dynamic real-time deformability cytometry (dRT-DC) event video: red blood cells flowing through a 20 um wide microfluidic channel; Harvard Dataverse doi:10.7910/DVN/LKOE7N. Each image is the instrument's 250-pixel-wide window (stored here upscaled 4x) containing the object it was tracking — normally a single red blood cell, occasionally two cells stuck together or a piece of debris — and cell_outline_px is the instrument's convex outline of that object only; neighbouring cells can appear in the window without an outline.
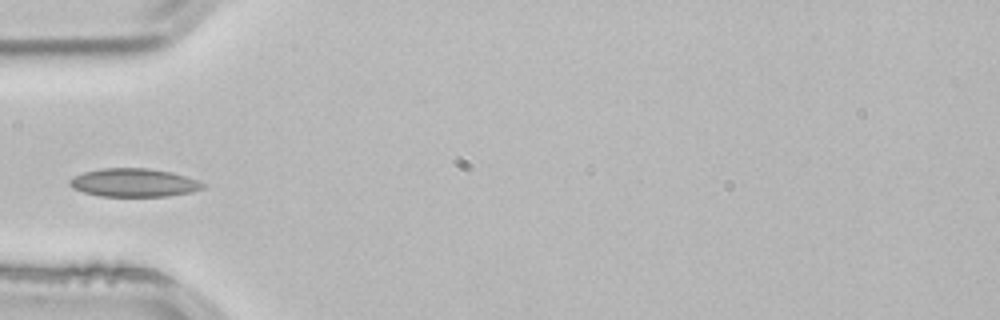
{"species": "common noctule bat (a hibernating species)", "species_latin": "Nyctalus noctula", "temperature_condition": "room temperature", "stored_images_in_passage": 3, "camera_frame_rate_fps": 3000, "um_per_image_px": 0.085, "animal": {"sex": "male", "body_mass_g": 21.5, "forearm_length_mm": 52.0}, "frame": {"image": 1, "passage_image": 3, "time_ms": 0.667, "image_size_px": [1000, 320], "cell_outline_px": [[204, 188], [192, 192], [168, 196], [100, 196], [84, 192], [72, 188], [68, 184], [68, 180], [72, 176], [84, 172], [100, 168], [148, 168], [172, 172], [196, 180], [204, 184]], "centroid_in_image_um": [11.33, 15.52], "position_along_channel_um": 73.7, "area_um2": 22.02}}